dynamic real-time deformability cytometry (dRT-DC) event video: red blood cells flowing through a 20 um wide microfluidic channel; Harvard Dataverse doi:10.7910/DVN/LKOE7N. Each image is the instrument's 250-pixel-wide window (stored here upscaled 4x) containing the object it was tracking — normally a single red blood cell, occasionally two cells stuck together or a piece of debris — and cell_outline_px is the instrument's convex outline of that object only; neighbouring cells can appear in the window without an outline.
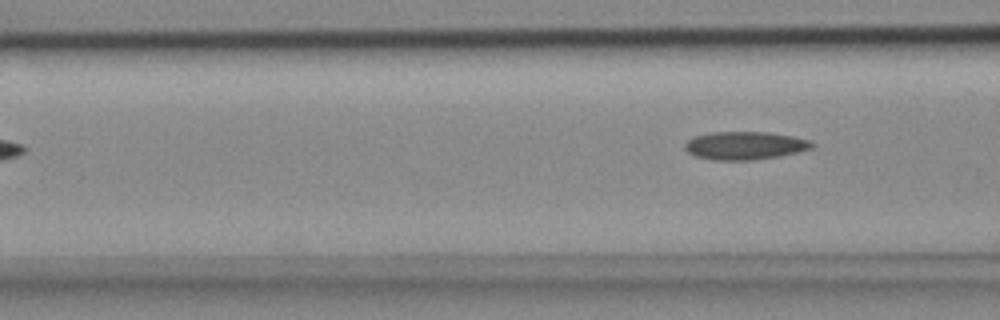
{"species": "common noctule bat (a hibernating species)", "species_latin": "Nyctalus noctula", "temperature_condition": "cold", "stored_images_in_passage": 6, "camera_frame_rate_fps": 3000, "um_per_image_px": 0.085, "animal": {"sex": "female", "body_mass_g": 18.4}, "frame": {"image": 1, "passage_image": 6, "time_ms": 1.667, "image_size_px": [1000, 320], "cell_outline_px": [[816, 144], [812, 148], [780, 156], [752, 160], [712, 160], [692, 156], [684, 148], [684, 144], [688, 140], [696, 136], [712, 132], [768, 132], [792, 136], [808, 140]], "centroid_in_image_um": [63.29, 12.38], "position_along_channel_um": 103.3, "area_um2": 20.81}}